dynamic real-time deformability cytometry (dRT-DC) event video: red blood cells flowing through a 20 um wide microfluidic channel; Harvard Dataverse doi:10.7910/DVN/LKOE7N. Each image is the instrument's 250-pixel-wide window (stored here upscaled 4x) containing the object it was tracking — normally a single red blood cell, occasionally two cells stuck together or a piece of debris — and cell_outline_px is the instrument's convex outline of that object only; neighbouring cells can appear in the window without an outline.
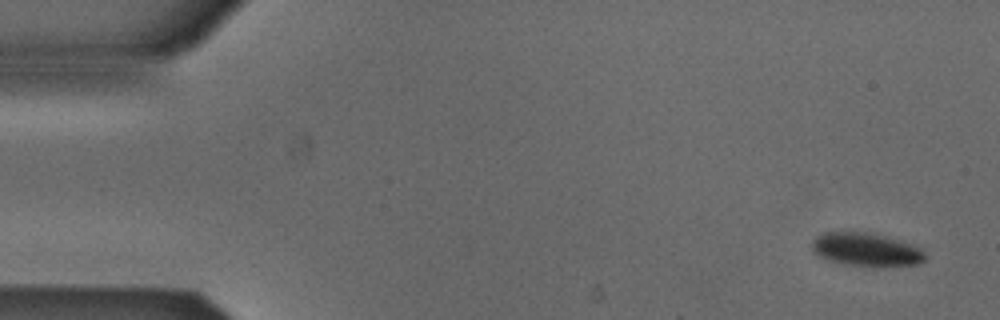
{"species": "Egyptian fruit bat (a non-hibernating species)", "species_latin": "Rousettus aegyptiacus", "temperature_condition": "cold", "stored_images_in_passage": 6, "camera_frame_rate_fps": 3000, "um_per_image_px": 0.085, "animal": {"sex": "male"}, "frame": {"image": 1, "passage_image": 1, "time_ms": 0.0, "image_size_px": [1000, 320], "cell_outline_px": [[924, 260], [920, 264], [872, 268], [840, 264], [828, 260], [820, 256], [812, 248], [812, 240], [816, 236], [824, 232], [864, 232], [884, 236], [920, 248], [924, 252]], "centroid_in_image_um": [73.6, 21.25], "position_along_channel_um": 11.4, "area_um2": 22.08}}
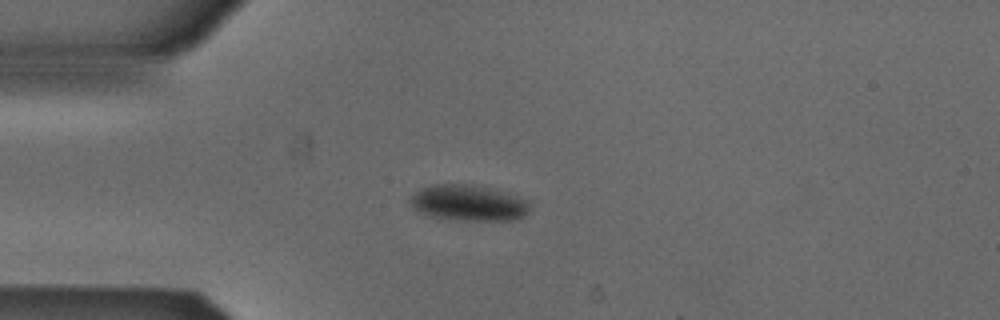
{"frame": {"image": 2, "passage_image": 4, "time_ms": 1.0, "image_size_px": [1000, 320], "cell_outline_px": [[528, 212], [520, 220], [456, 220], [432, 216], [420, 212], [412, 208], [408, 204], [408, 200], [420, 188], [432, 184], [472, 184], [504, 192], [528, 200]], "centroid_in_image_um": [39.79, 17.25], "position_along_channel_um": 45.2, "area_um2": 25.09}}
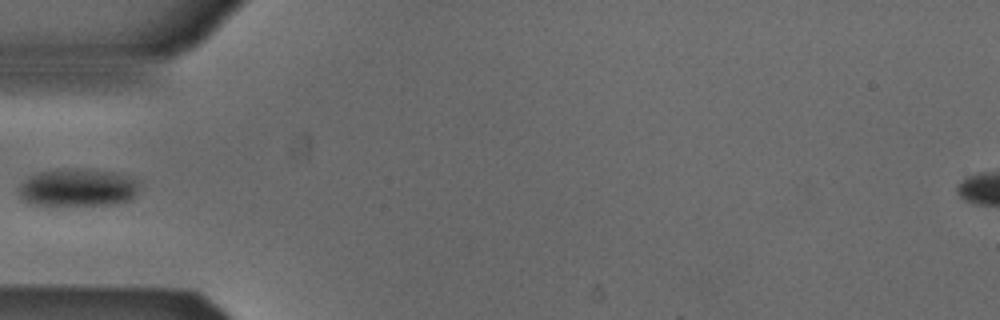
{"frame": {"image": 3, "passage_image": 5, "time_ms": 1.333, "image_size_px": [1000, 320], "cell_outline_px": [[140, 180], [136, 196], [132, 200], [116, 204], [28, 204], [20, 200], [16, 188], [28, 176], [40, 172], [56, 168], [88, 168], [112, 172], [128, 176]], "centroid_in_image_um": [6.59, 15.92], "position_along_channel_um": 78.4, "area_um2": 27.11}}